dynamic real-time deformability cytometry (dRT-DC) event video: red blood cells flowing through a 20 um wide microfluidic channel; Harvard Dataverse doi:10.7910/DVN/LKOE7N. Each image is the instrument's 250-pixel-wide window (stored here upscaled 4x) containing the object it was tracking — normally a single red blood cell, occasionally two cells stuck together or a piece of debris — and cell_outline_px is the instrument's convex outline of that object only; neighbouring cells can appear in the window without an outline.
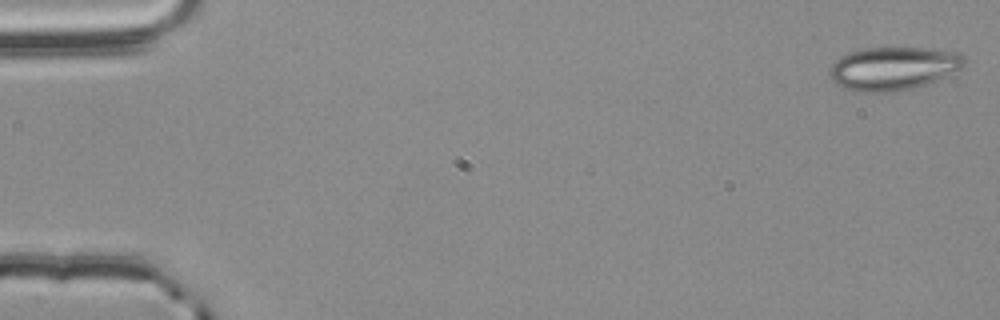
{"species": "common noctule bat (a hibernating species)", "species_latin": "Nyctalus noctula", "temperature_condition": "room temperature", "stored_images_in_passage": 10, "camera_frame_rate_fps": 3000, "um_per_image_px": 0.085, "animal": {"sex": "male", "body_mass_g": 20.4}, "frame": {"image": 1, "passage_image": 1, "time_ms": 0.0, "image_size_px": [1000, 320], "cell_outline_px": [[964, 64], [960, 68], [936, 80], [912, 88], [888, 92], [856, 92], [844, 88], [836, 84], [832, 80], [828, 72], [828, 68], [840, 56], [864, 48], [932, 48], [960, 52], [964, 56]], "centroid_in_image_um": [75.89, 5.81], "position_along_channel_um": 9.1, "area_um2": 33.87}}